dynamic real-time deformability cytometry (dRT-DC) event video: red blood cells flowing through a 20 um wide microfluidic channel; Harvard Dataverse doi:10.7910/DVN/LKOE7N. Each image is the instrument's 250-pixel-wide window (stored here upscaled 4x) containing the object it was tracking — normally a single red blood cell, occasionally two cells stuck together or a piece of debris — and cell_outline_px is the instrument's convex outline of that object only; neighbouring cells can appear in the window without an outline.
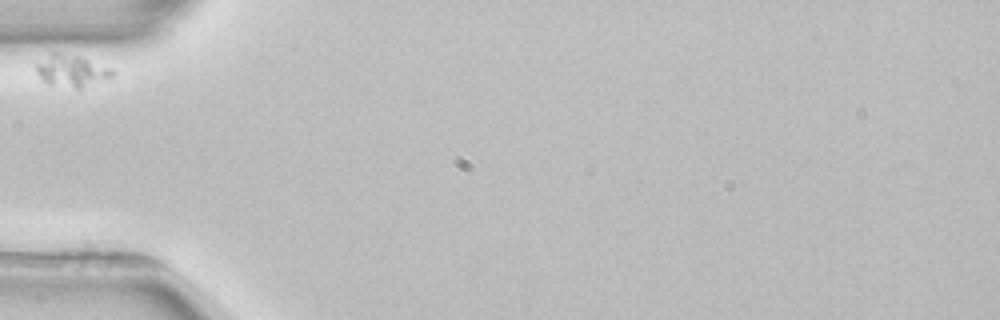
{"species": "common noctule bat (a hibernating species)", "species_latin": "Nyctalus noctula", "temperature_condition": "room temperature", "stored_images_in_passage": 8, "camera_frame_rate_fps": 3000, "um_per_image_px": 0.085, "animal": {"sex": "female", "body_mass_g": 22.7, "forearm_length_mm": 54.2}, "frame": {"image": 1, "passage_image": 1, "time_ms": 0.0, "image_size_px": [1000, 320], "cell_outline_px": [[116, 72], [108, 80], [80, 88], [76, 88], [48, 84], [36, 72], [36, 64], [52, 52], [56, 52], [80, 56], [112, 68]], "centroid_in_image_um": [6.14, 6.01], "position_along_channel_um": 78.9, "area_um2": 14.16}}
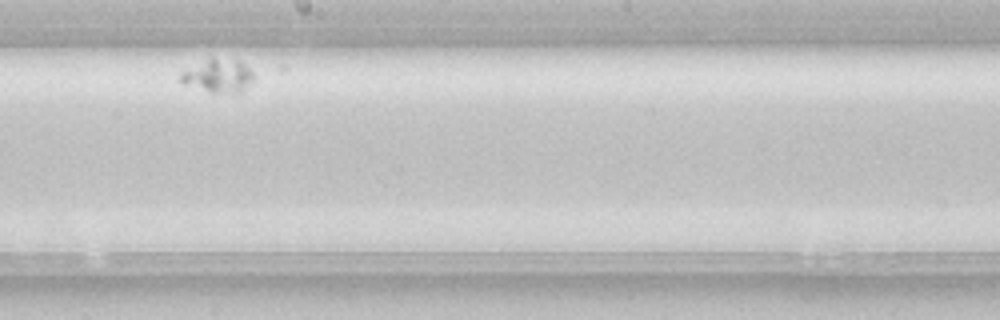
{"frame": {"image": 2, "passage_image": 5, "time_ms": 5.333, "image_size_px": [1000, 320], "cell_outline_px": [[252, 80], [244, 92], [212, 92], [184, 84], [180, 80], [180, 76], [184, 72], [208, 60], [240, 60], [252, 72]], "centroid_in_image_um": [18.61, 6.49], "position_along_channel_um": 229.6, "area_um2": 13.24}}
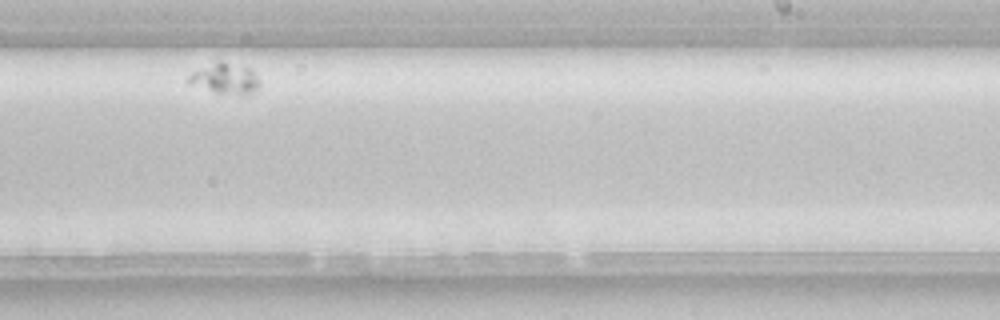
{"frame": {"image": 3, "passage_image": 6, "time_ms": 6.667, "image_size_px": [1000, 320], "cell_outline_px": [[260, 88], [256, 92], [240, 96], [216, 92], [188, 84], [184, 80], [192, 72], [220, 60], [248, 68], [260, 80]], "centroid_in_image_um": [19.14, 6.71], "position_along_channel_um": 269.9, "area_um2": 12.83}}